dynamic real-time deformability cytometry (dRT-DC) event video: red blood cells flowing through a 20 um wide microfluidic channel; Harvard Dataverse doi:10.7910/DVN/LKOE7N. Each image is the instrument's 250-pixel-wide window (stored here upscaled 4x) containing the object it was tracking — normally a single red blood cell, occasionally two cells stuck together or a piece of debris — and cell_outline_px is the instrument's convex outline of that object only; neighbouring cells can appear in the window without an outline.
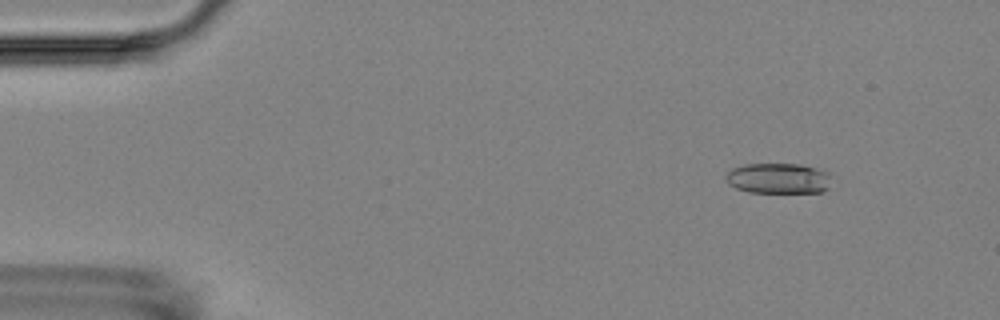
{"species": "Egyptian fruit bat (a non-hibernating species)", "species_latin": "Rousettus aegyptiacus", "temperature_condition": "room temperature", "stored_images_in_passage": 5, "camera_frame_rate_fps": 3000, "um_per_image_px": 0.085, "animal": {"sex": "female"}, "frame": {"image": 1, "passage_image": 1, "time_ms": 0.0, "image_size_px": [1000, 320], "cell_outline_px": [[828, 188], [820, 192], [748, 192], [736, 188], [728, 184], [724, 180], [724, 176], [732, 168], [744, 164], [800, 164], [816, 168], [828, 172]], "centroid_in_image_um": [66.09, 15.15], "position_along_channel_um": 18.9, "area_um2": 18.73}}